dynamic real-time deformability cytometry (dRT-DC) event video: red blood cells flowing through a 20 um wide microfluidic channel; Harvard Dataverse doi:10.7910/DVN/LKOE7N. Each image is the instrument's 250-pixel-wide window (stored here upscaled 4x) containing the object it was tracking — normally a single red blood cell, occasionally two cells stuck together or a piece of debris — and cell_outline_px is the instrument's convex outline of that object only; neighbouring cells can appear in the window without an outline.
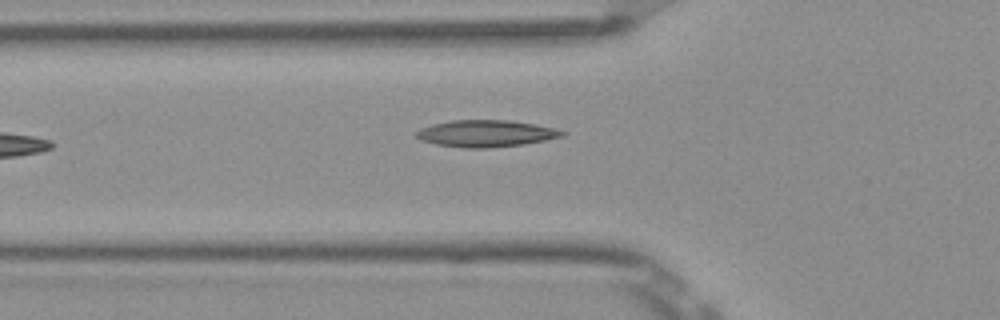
{"species": "Egyptian fruit bat (a non-hibernating species)", "species_latin": "Rousettus aegyptiacus", "temperature_condition": "room temperature", "stored_images_in_passage": 6, "camera_frame_rate_fps": 3000, "um_per_image_px": 0.085, "frame": {"image": 1, "passage_image": 6, "time_ms": 1.667, "image_size_px": [1000, 320], "cell_outline_px": [[568, 132], [564, 136], [524, 144], [488, 148], [464, 148], [436, 144], [420, 140], [416, 136], [416, 132], [420, 128], [432, 124], [452, 120], [508, 120], [536, 124]], "centroid_in_image_um": [41.29, 11.34], "position_along_channel_um": 84.5, "area_um2": 22.77}}